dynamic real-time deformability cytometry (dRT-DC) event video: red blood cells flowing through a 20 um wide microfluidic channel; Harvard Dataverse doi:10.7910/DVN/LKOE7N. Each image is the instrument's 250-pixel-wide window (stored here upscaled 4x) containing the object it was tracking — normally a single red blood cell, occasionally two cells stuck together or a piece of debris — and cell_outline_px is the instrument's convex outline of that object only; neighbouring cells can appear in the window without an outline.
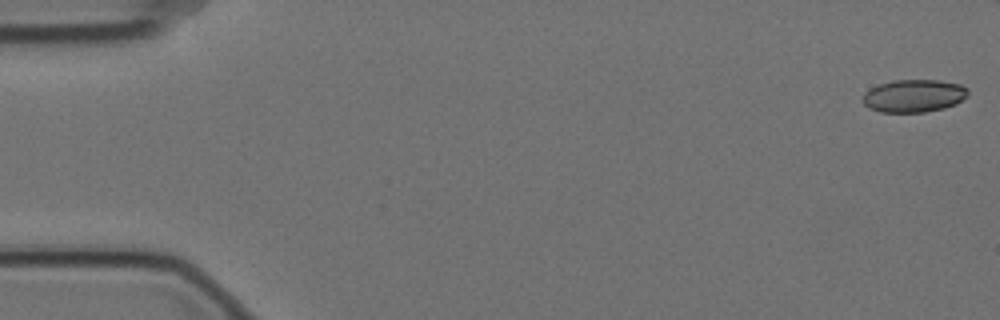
{"species": "Egyptian fruit bat (a non-hibernating species)", "species_latin": "Rousettus aegyptiacus", "temperature_condition": "cold", "stored_images_in_passage": 46, "camera_frame_rate_fps": 3000, "um_per_image_px": 0.085, "animal": {"sex": "female"}, "frame": {"image": 1, "passage_image": 1, "time_ms": 0.0, "image_size_px": [1000, 320], "cell_outline_px": [[968, 96], [956, 104], [944, 108], [924, 112], [880, 112], [868, 108], [864, 104], [864, 92], [880, 84], [892, 80], [940, 80], [960, 84], [968, 88]], "centroid_in_image_um": [77.71, 8.14], "position_along_channel_um": 7.3, "area_um2": 20.11}}
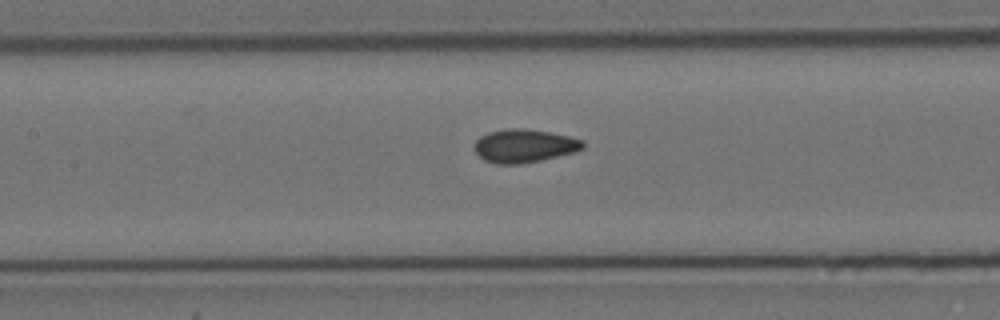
{"frame": {"image": 2, "passage_image": 26, "time_ms": 8.333, "image_size_px": [1000, 320], "cell_outline_px": [[584, 148], [576, 152], [540, 160], [520, 164], [496, 164], [484, 160], [472, 148], [476, 140], [480, 136], [488, 132], [508, 128], [524, 128], [548, 132], [568, 136], [584, 140]], "centroid_in_image_um": [44.54, 12.39], "position_along_channel_um": 162.9, "area_um2": 21.15}}
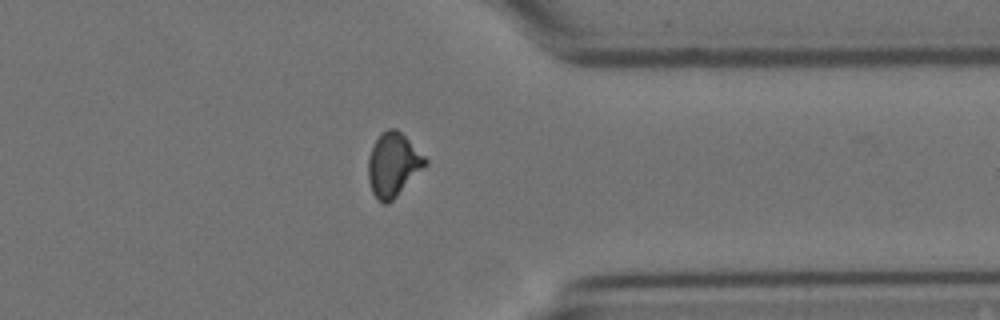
{"frame": {"image": 3, "passage_image": 45, "time_ms": 14.667, "image_size_px": [1000, 320], "cell_outline_px": [[428, 164], [388, 204], [384, 204], [372, 192], [368, 180], [368, 156], [376, 140], [388, 128], [396, 128], [428, 160]], "centroid_in_image_um": [33.41, 14.01], "position_along_channel_um": 378.0, "area_um2": 20.75}}